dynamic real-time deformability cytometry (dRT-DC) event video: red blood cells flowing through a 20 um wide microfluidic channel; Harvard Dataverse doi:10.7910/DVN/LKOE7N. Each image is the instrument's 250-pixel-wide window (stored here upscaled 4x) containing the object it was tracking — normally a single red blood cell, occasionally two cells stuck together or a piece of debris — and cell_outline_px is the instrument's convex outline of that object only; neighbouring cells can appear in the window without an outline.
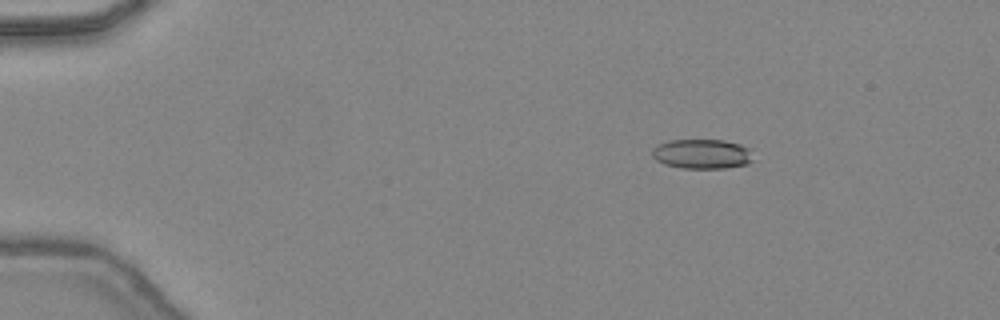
{"species": "common noctule bat (a hibernating species)", "species_latin": "Nyctalus noctula", "temperature_condition": "warm", "stored_images_in_passage": 41, "camera_frame_rate_fps": 3000, "um_per_image_px": 0.085, "animal": {"sex": "female", "body_mass_g": 24.6, "forearm_length_mm": 56.2}, "frame": {"image": 1, "passage_image": 2, "time_ms": 0.333, "image_size_px": [1000, 320], "cell_outline_px": [[756, 160], [748, 164], [724, 168], [680, 168], [664, 164], [656, 160], [652, 156], [652, 148], [668, 140], [724, 140], [740, 144], [748, 148]], "centroid_in_image_um": [59.69, 13.09], "position_along_channel_um": 25.3, "area_um2": 17.63}}
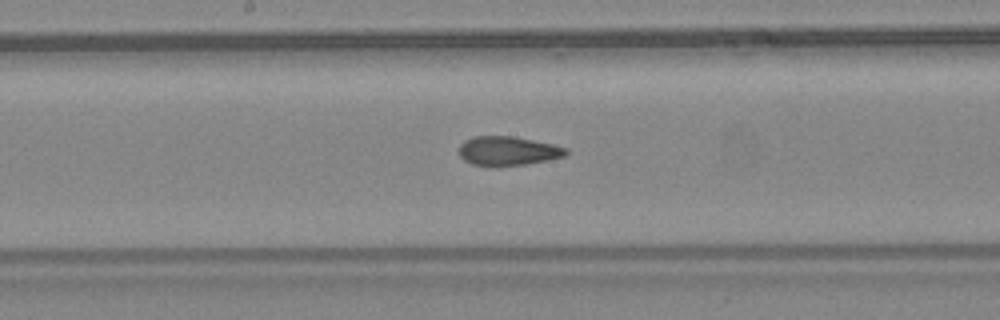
{"frame": {"image": 2, "passage_image": 20, "time_ms": 6.333, "image_size_px": [1000, 320], "cell_outline_px": [[568, 152], [564, 156], [548, 160], [528, 164], [492, 168], [488, 168], [472, 164], [464, 160], [460, 156], [460, 144], [464, 140], [472, 136], [512, 136], [552, 144], [568, 148]], "centroid_in_image_um": [43.13, 12.86], "position_along_channel_um": 205.1, "area_um2": 18.55}}
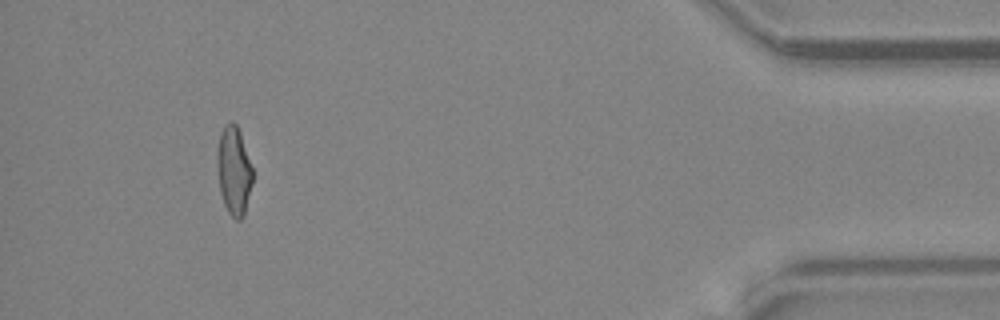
{"frame": {"image": 3, "passage_image": 38, "time_ms": 12.333, "image_size_px": [1000, 320], "cell_outline_px": [[252, 184], [244, 216], [240, 220], [236, 220], [228, 212], [224, 204], [220, 192], [216, 168], [216, 152], [220, 132], [224, 124], [232, 120], [236, 124], [240, 132], [252, 168]], "centroid_in_image_um": [19.85, 14.49], "position_along_channel_um": 415.4, "area_um2": 18.55}, "authors_computed_cell_mechanics": {"area_um2": 18.5538, "velocity_mm_per_s": 4.5034, "shape_relaxation_time_tau1_ms": null, "shape_relaxation_time_tau2_ms": 1.6994, "deformation_change_tau1": null, "deformation_change_tau2": 0.096}}